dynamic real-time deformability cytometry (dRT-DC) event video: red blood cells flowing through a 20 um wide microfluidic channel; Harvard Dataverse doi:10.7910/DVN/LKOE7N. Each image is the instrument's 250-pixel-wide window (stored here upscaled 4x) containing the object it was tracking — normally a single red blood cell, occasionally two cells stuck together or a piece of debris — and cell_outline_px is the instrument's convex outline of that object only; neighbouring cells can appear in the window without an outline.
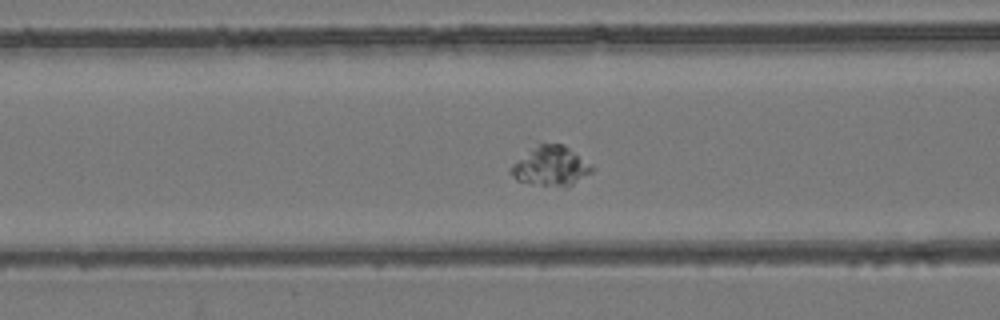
{"species": "common noctule bat (a hibernating species)", "species_latin": "Nyctalus noctula", "temperature_condition": "room temperature", "stored_images_in_passage": 53, "camera_frame_rate_fps": 3000, "um_per_image_px": 0.085, "animal": {"sex": "female", "body_mass_g": 24.6, "forearm_length_mm": 56.2}, "frame": {"image": 1, "passage_image": 21, "time_ms": 6.667, "image_size_px": [1000, 320], "cell_outline_px": [[592, 172], [572, 184], [564, 188], [532, 184], [516, 180], [508, 172], [512, 164], [528, 148], [540, 144], [564, 144], [592, 164]], "centroid_in_image_um": [46.78, 14.12], "position_along_channel_um": 119.8, "area_um2": 19.02}}
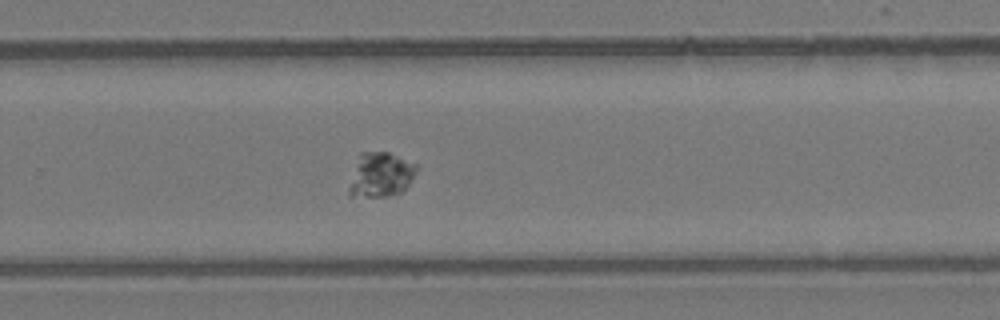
{"frame": {"image": 2, "passage_image": 35, "time_ms": 11.333, "image_size_px": [1000, 320], "cell_outline_px": [[416, 172], [408, 184], [400, 192], [388, 196], [348, 196], [348, 188], [360, 152], [388, 152], [416, 164]], "centroid_in_image_um": [32.33, 14.85], "position_along_channel_um": 297.5, "area_um2": 17.17}}
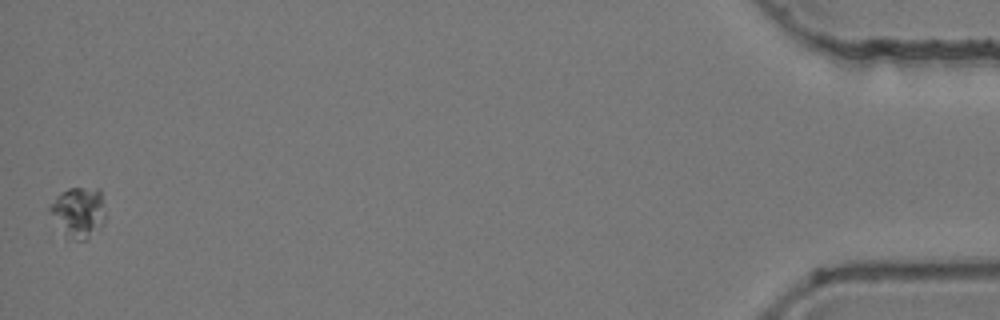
{"frame": {"image": 3, "passage_image": 53, "time_ms": 17.333, "image_size_px": [1000, 320], "cell_outline_px": [[104, 224], [100, 228], [84, 240], [80, 240], [64, 236], [48, 212], [48, 208], [56, 196], [60, 192], [68, 188], [100, 188], [104, 216]], "centroid_in_image_um": [6.63, 18.03], "position_along_channel_um": 428.6, "area_um2": 16.36}, "authors_computed_cell_mechanics": {"area_um2": 18.0914, "velocity_mm_per_s": 3.8193, "shape_relaxation_time_tau1_ms": 9.5467, "shape_relaxation_time_tau2_ms": null, "deformation_change_tau1": 0.1143, "deformation_change_tau2": null}}